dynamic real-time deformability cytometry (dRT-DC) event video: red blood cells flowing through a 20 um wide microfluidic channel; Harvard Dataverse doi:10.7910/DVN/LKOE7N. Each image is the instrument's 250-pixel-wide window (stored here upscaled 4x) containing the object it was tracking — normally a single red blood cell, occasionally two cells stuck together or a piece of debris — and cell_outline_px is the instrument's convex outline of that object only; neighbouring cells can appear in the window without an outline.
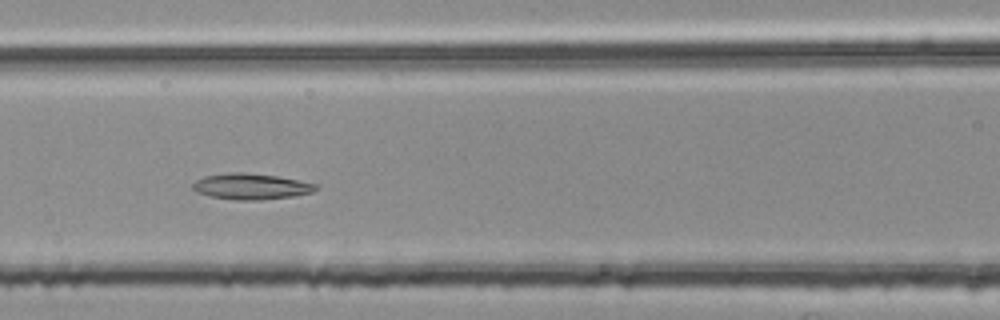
{"species": "common noctule bat (a hibernating species)", "species_latin": "Nyctalus noctula", "temperature_condition": "room temperature", "stored_images_in_passage": 6, "camera_frame_rate_fps": 3000, "um_per_image_px": 0.085, "animal": {"sex": "female", "body_mass_g": 25.1}, "frame": {"image": 1, "passage_image": 5, "time_ms": 1.333, "image_size_px": [1000, 320], "cell_outline_px": [[320, 188], [312, 192], [296, 196], [260, 200], [236, 200], [212, 196], [196, 192], [192, 188], [192, 184], [196, 180], [204, 176], [228, 172], [240, 172], [276, 176], [316, 184]], "centroid_in_image_um": [21.33, 15.85], "position_along_channel_um": 145.3, "area_um2": 18.55}}
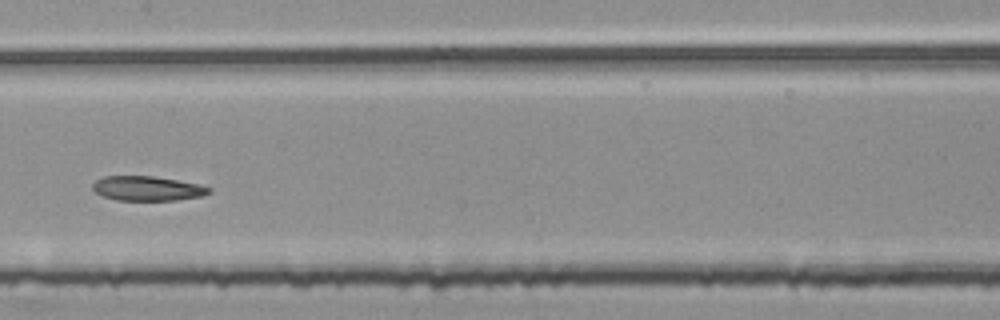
{"frame": {"image": 2, "passage_image": 6, "time_ms": 1.667, "image_size_px": [1000, 320], "cell_outline_px": [[212, 192], [200, 196], [176, 200], [116, 200], [104, 196], [96, 192], [92, 188], [92, 184], [96, 180], [104, 176], [152, 176], [176, 180], [196, 184], [212, 188]], "centroid_in_image_um": [12.51, 16.02], "position_along_channel_um": 194.9, "area_um2": 16.47}}